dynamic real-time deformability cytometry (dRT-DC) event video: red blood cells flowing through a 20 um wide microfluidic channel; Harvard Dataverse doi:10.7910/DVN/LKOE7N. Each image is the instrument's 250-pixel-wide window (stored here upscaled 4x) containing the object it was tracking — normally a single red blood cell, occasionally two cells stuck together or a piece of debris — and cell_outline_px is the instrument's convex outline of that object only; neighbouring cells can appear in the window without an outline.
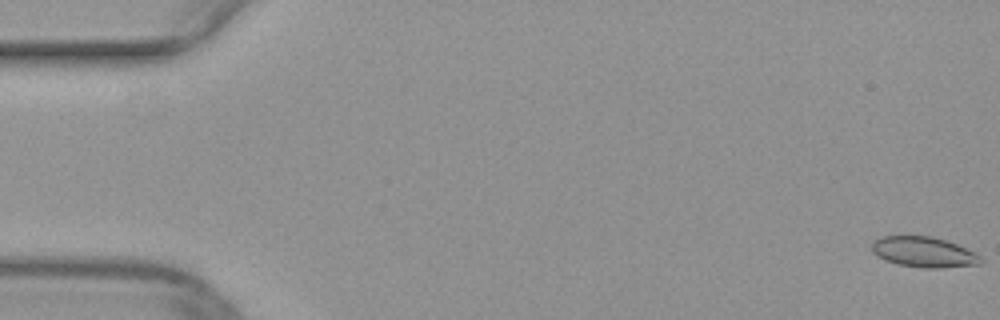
{"species": "common noctule bat (a hibernating species)", "species_latin": "Nyctalus noctula", "temperature_condition": "warm", "stored_images_in_passage": 51, "camera_frame_rate_fps": 3000, "um_per_image_px": 0.085, "animal": {"sex": "female", "body_mass_g": 29.2, "forearm_length_mm": 56.3}, "frame": {"image": 1, "passage_image": 1, "time_ms": 0.0, "image_size_px": [1000, 320], "cell_outline_px": [[984, 260], [980, 264], [940, 268], [924, 268], [896, 264], [884, 260], [872, 252], [872, 240], [880, 236], [932, 236], [956, 244], [976, 252]], "centroid_in_image_um": [78.51, 21.43], "position_along_channel_um": 6.5, "area_um2": 19.48}}
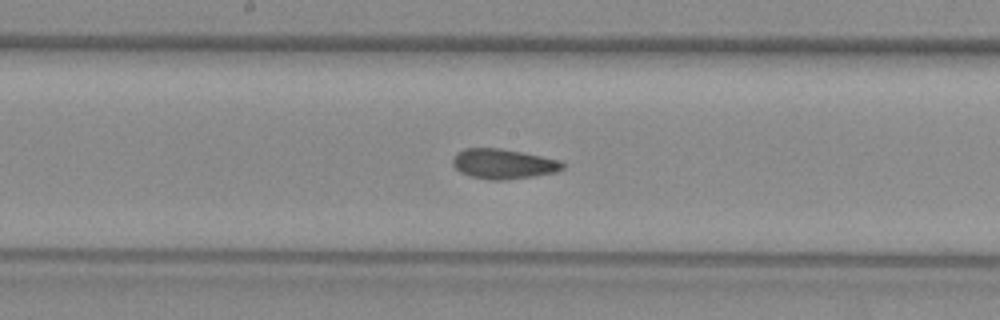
{"frame": {"image": 2, "passage_image": 27, "time_ms": 8.667, "image_size_px": [1000, 320], "cell_outline_px": [[564, 168], [556, 172], [532, 176], [504, 180], [488, 180], [472, 176], [460, 172], [452, 164], [452, 160], [456, 152], [464, 148], [500, 148], [560, 160], [564, 164]], "centroid_in_image_um": [42.75, 13.93], "position_along_channel_um": 205.4, "area_um2": 19.07}}
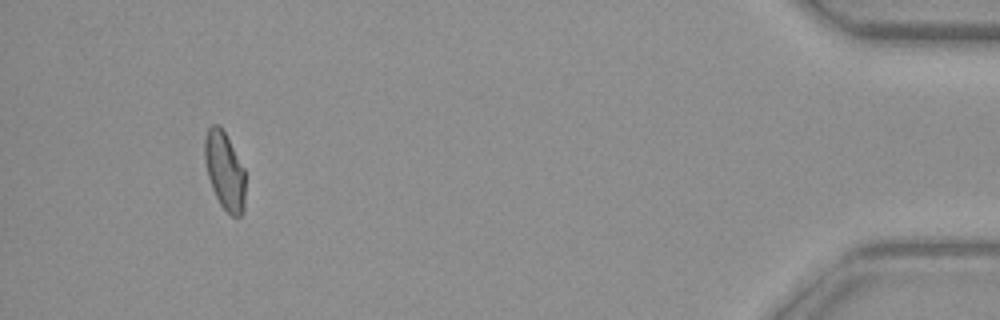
{"frame": {"image": 3, "passage_image": 48, "time_ms": 15.667, "image_size_px": [1000, 320], "cell_outline_px": [[244, 212], [240, 216], [232, 216], [220, 204], [212, 188], [208, 176], [204, 160], [204, 136], [208, 128], [212, 124], [216, 124], [224, 132], [244, 168]], "centroid_in_image_um": [19.07, 14.52], "position_along_channel_um": 416.1, "area_um2": 18.21}}